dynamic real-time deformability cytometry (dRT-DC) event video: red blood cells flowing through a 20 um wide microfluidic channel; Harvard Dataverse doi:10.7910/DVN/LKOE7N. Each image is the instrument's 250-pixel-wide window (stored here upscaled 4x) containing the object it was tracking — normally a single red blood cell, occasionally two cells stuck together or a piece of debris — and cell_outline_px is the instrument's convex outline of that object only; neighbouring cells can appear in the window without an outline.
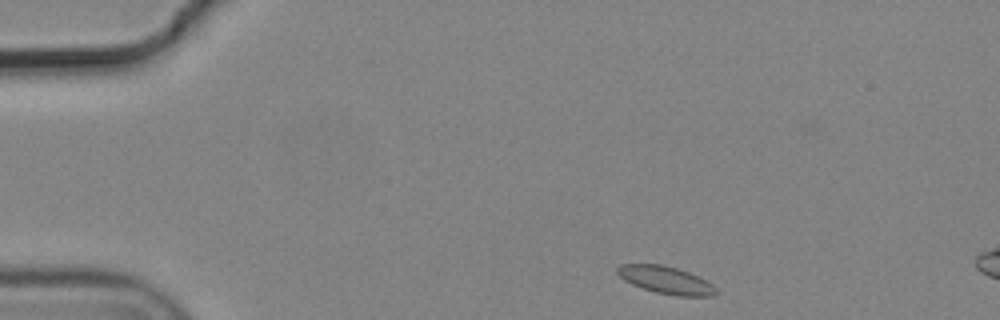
{"species": "common noctule bat (a hibernating species)", "species_latin": "Nyctalus noctula", "temperature_condition": "cold", "stored_images_in_passage": 3, "camera_frame_rate_fps": 3000, "um_per_image_px": 0.085, "animal": {"sex": "male", "body_mass_g": 19.2, "forearm_length_mm": 51.8}, "frame": {"image": 1, "passage_image": 1, "time_ms": 0.0, "image_size_px": [1000, 320], "cell_outline_px": [[720, 292], [712, 296], [676, 296], [656, 292], [632, 284], [624, 280], [616, 272], [616, 268], [620, 264], [660, 264], [676, 268], [700, 276], [712, 284]], "centroid_in_image_um": [56.63, 23.8], "position_along_channel_um": 28.4, "area_um2": 15.84}}